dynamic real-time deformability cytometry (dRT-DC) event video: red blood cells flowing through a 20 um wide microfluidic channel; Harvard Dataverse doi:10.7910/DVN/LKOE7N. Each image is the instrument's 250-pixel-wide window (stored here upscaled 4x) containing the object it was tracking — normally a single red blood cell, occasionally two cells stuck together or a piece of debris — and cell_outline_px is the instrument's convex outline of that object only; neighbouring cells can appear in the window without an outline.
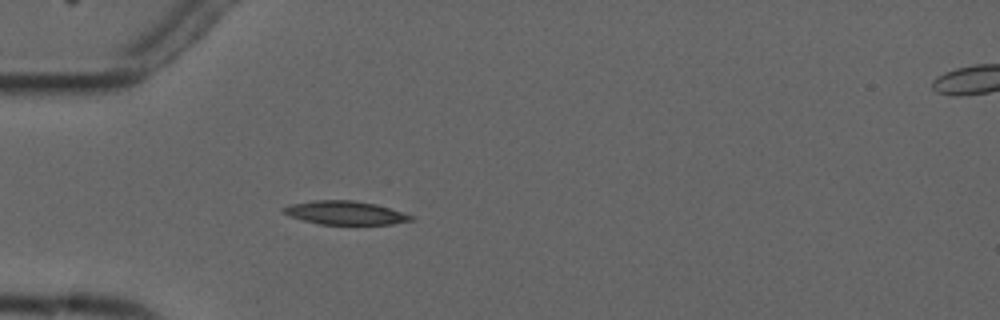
{"species": "common noctule bat (a hibernating species)", "species_latin": "Nyctalus noctula", "temperature_condition": "cold", "stored_images_in_passage": 1, "camera_frame_rate_fps": 3000, "um_per_image_px": 0.085, "animal": {"sex": "male", "forearm_length_mm": 52.5}, "frame": {"image": 1, "passage_image": 1, "time_ms": 0.0, "image_size_px": [1000, 320], "cell_outline_px": [[416, 220], [392, 224], [320, 224], [304, 220], [292, 216], [284, 212], [280, 208], [292, 204], [316, 200], [352, 200], [376, 204], [416, 216]], "centroid_in_image_um": [29.42, 18.09], "position_along_channel_um": 55.6, "area_um2": 17.4}}